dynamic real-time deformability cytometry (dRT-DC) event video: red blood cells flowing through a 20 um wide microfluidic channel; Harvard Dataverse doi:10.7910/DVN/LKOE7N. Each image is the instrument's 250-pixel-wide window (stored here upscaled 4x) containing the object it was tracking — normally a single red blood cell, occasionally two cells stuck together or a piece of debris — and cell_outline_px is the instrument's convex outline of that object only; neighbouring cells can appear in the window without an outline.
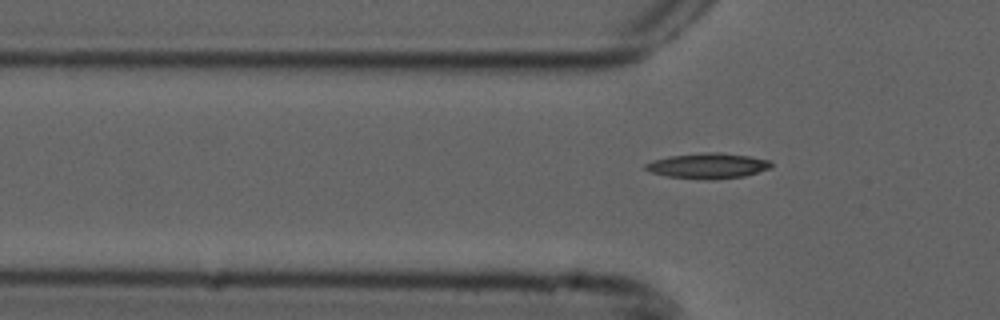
{"species": "common noctule bat (a hibernating species)", "species_latin": "Nyctalus noctula", "temperature_condition": "cold", "stored_images_in_passage": 3, "camera_frame_rate_fps": 3000, "um_per_image_px": 0.085, "animal": {"sex": "male", "forearm_length_mm": 52.5}, "frame": {"image": 1, "passage_image": 3, "time_ms": 0.667, "image_size_px": [1000, 320], "cell_outline_px": [[772, 168], [744, 176], [716, 180], [704, 180], [668, 176], [652, 172], [644, 168], [644, 164], [652, 160], [668, 156], [704, 152], [720, 152], [748, 156], [772, 160]], "centroid_in_image_um": [60.19, 14.09], "position_along_channel_um": 65.6, "area_um2": 18.84}}